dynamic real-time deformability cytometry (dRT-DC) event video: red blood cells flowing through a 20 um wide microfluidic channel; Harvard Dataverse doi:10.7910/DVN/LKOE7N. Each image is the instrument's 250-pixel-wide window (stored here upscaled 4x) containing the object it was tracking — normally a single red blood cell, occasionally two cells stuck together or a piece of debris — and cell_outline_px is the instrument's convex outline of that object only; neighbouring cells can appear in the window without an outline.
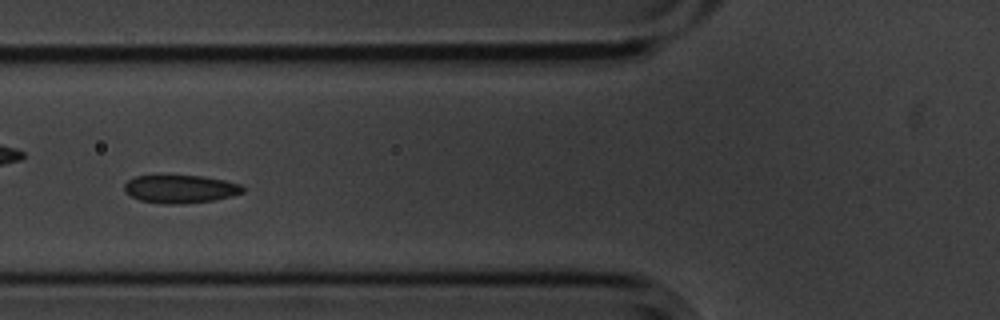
{"species": "common noctule bat (a hibernating species)", "species_latin": "Nyctalus noctula", "temperature_condition": "cold", "stored_images_in_passage": 52, "camera_frame_rate_fps": 3000, "um_per_image_px": 0.085, "animal": {"sex": "male", "body_mass_g": 20.1, "forearm_length_mm": 53.5}, "frame": {"image": 1, "passage_image": 17, "time_ms": 5.333, "image_size_px": [1000, 320], "cell_outline_px": [[244, 192], [232, 196], [212, 200], [184, 204], [168, 204], [140, 200], [124, 192], [124, 184], [128, 180], [136, 176], [156, 172], [204, 176], [224, 180], [240, 184], [244, 188]], "centroid_in_image_um": [15.27, 16.01], "position_along_channel_um": 110.5, "area_um2": 20.23}}
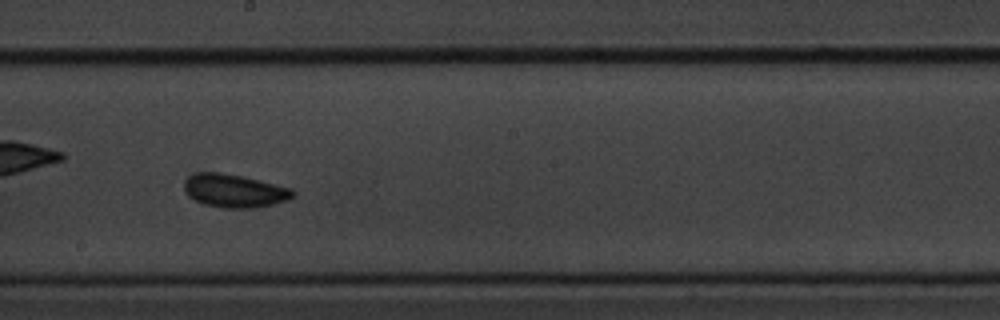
{"frame": {"image": 2, "passage_image": 27, "time_ms": 8.667, "image_size_px": [1000, 320], "cell_outline_px": [[296, 196], [288, 200], [256, 208], [224, 208], [204, 204], [188, 196], [184, 188], [184, 180], [188, 176], [196, 172], [220, 172], [244, 176], [292, 188], [296, 192]], "centroid_in_image_um": [19.94, 16.21], "position_along_channel_um": 228.3, "area_um2": 21.33}}
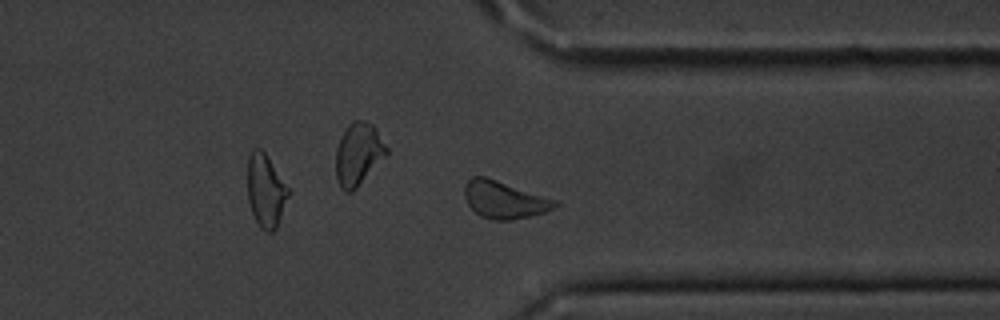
{"frame": {"image": 3, "passage_image": 39, "time_ms": 12.667, "image_size_px": [1000, 320], "cell_outline_px": [[560, 204], [544, 212], [528, 216], [508, 220], [496, 220], [480, 216], [468, 204], [464, 196], [464, 184], [472, 176], [484, 176], [560, 200]], "centroid_in_image_um": [42.88, 16.96], "position_along_channel_um": 368.5, "area_um2": 19.65}, "authors_computed_cell_mechanics": {"area_um2": 19.9121, "velocity_mm_per_s": 3.5262, "shape_relaxation_time_tau1_ms": 1.4703, "shape_relaxation_time_tau2_ms": 1.5419, "deformation_change_tau1": 0.0882, "deformation_change_tau2": 0.0639}}